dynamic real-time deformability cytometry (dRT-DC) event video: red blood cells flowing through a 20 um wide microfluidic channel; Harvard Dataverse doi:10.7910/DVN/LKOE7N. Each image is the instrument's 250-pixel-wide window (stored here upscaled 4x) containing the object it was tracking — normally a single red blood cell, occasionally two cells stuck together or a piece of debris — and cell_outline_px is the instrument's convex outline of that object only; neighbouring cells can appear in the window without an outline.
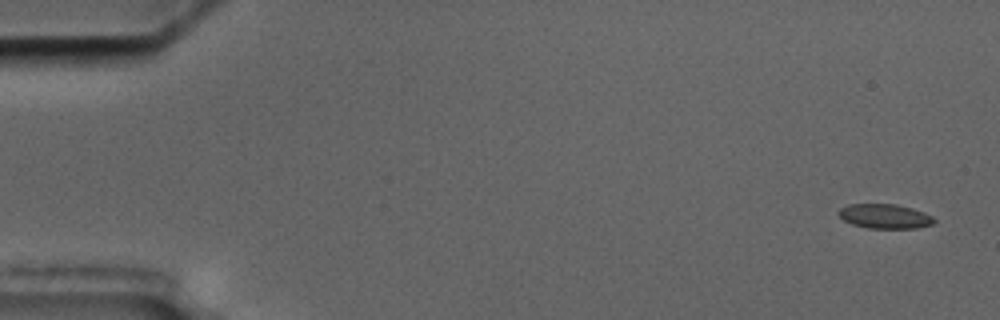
{"species": "common noctule bat (a hibernating species)", "species_latin": "Nyctalus noctula", "temperature_condition": "cold", "stored_images_in_passage": 15, "camera_frame_rate_fps": 3000, "um_per_image_px": 0.085, "animal": {"sex": "male", "body_mass_g": 17.5, "forearm_length_mm": 52.3}, "frame": {"image": 1, "passage_image": 1, "time_ms": 0.0, "image_size_px": [1000, 320], "cell_outline_px": [[936, 220], [932, 224], [916, 228], [868, 228], [852, 224], [844, 220], [836, 212], [840, 208], [848, 204], [896, 204], [912, 208], [924, 212], [932, 216]], "centroid_in_image_um": [75.2, 18.37], "position_along_channel_um": 9.8, "area_um2": 13.64}}
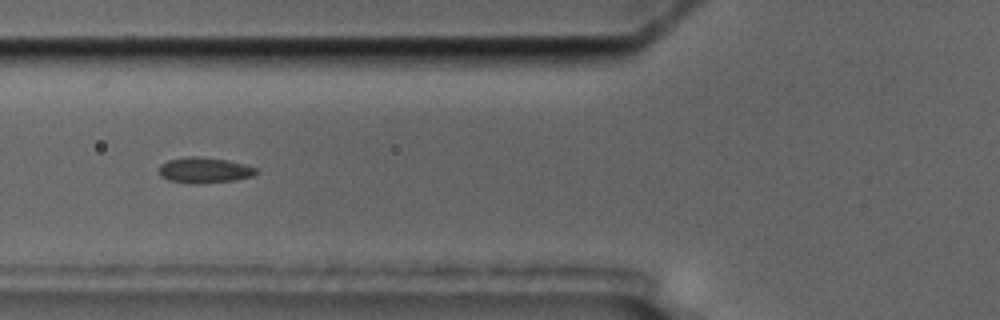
{"frame": {"image": 2, "passage_image": 6, "time_ms": 6.667, "image_size_px": [1000, 320], "cell_outline_px": [[260, 172], [252, 176], [236, 180], [200, 184], [196, 184], [168, 180], [160, 176], [160, 164], [168, 160], [188, 156], [196, 156], [228, 160], [244, 164], [256, 168]], "centroid_in_image_um": [17.39, 14.47], "position_along_channel_um": 108.4, "area_um2": 14.62}}
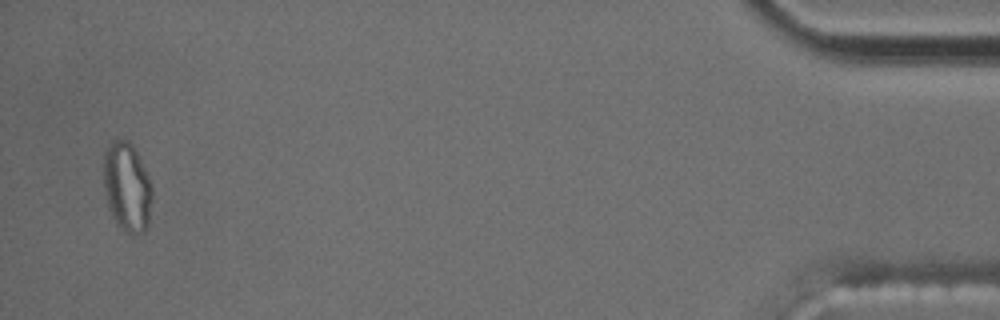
{"frame": {"image": 3, "passage_image": 15, "time_ms": 18.0, "image_size_px": [1000, 320], "cell_outline_px": [[152, 200], [148, 224], [144, 232], [128, 232], [116, 224], [108, 208], [104, 192], [104, 156], [112, 140], [128, 140], [132, 144], [152, 184]], "centroid_in_image_um": [10.8, 15.9], "position_along_channel_um": 424.4, "area_um2": 25.03}, "authors_computed_cell_mechanics": {"area_um2": 14.3922, "velocity_mm_per_s": 3.5177, "shape_relaxation_time_tau1_ms": null, "shape_relaxation_time_tau2_ms": 2.4304, "deformation_change_tau1": null, "deformation_change_tau2": 0.0906}}